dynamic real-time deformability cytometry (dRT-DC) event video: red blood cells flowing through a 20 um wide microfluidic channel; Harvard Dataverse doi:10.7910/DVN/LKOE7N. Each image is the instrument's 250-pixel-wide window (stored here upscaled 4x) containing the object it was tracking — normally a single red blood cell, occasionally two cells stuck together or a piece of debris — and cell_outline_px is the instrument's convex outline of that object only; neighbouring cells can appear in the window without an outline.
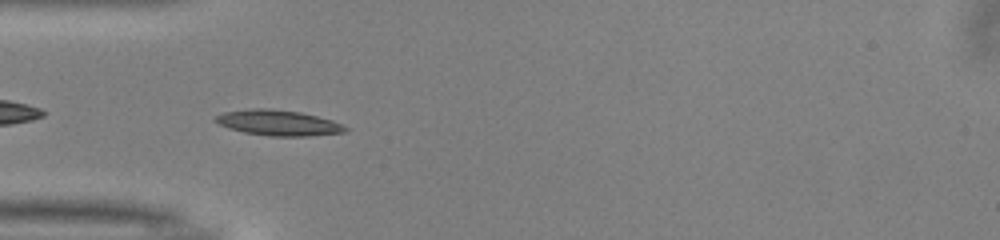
{"species": "common noctule bat (a hibernating species)", "species_latin": "Nyctalus noctula", "temperature_condition": "warm", "stored_images_in_passage": 37, "camera_frame_rate_fps": 3000, "um_per_image_px": 0.085, "animal": {"sex": "male", "body_mass_g": 13.0, "forearm_length_mm": 53.1}, "frame": {"image": 1, "passage_image": 2, "time_ms": 0.333, "image_size_px": [1000, 240], "cell_outline_px": [[348, 128], [344, 132], [308, 136], [268, 136], [244, 132], [228, 128], [212, 120], [216, 116], [224, 112], [252, 108], [272, 108], [300, 112], [332, 120]], "centroid_in_image_um": [23.61, 10.43], "position_along_channel_um": 61.4, "area_um2": 19.25}}
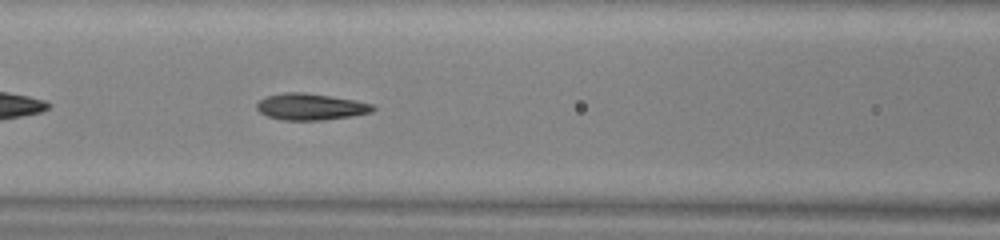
{"frame": {"image": 2, "passage_image": 8, "time_ms": 2.333, "image_size_px": [1000, 240], "cell_outline_px": [[376, 108], [372, 112], [352, 116], [320, 120], [284, 120], [268, 116], [260, 112], [256, 108], [256, 104], [264, 96], [284, 92], [304, 92], [332, 96], [356, 100], [372, 104]], "centroid_in_image_um": [26.4, 9.06], "position_along_channel_um": 140.2, "area_um2": 18.03}}
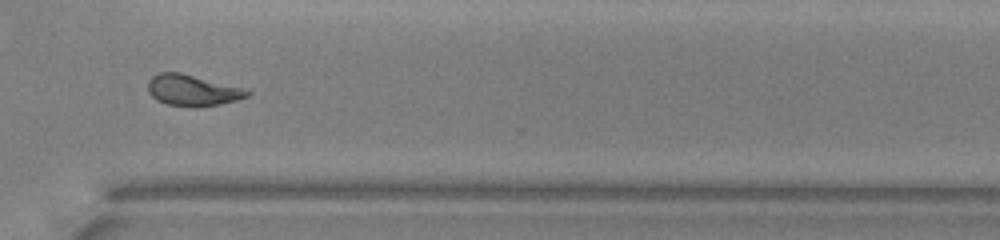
{"frame": {"image": 3, "passage_image": 24, "time_ms": 7.667, "image_size_px": [1000, 240], "cell_outline_px": [[252, 92], [248, 96], [236, 100], [220, 104], [196, 108], [192, 108], [168, 104], [156, 100], [148, 92], [148, 80], [152, 76], [160, 72], [180, 72], [240, 88]], "centroid_in_image_um": [16.3, 7.69], "position_along_channel_um": 354.3, "area_um2": 17.86}, "authors_computed_cell_mechanics": {"area_um2": 18.0336, "velocity_mm_per_s": 4.0156, "shape_relaxation_time_tau1_ms": 5.1265, "shape_relaxation_time_tau2_ms": 1.886, "deformation_change_tau1": 0.1947, "deformation_change_tau2": 0.0951}}